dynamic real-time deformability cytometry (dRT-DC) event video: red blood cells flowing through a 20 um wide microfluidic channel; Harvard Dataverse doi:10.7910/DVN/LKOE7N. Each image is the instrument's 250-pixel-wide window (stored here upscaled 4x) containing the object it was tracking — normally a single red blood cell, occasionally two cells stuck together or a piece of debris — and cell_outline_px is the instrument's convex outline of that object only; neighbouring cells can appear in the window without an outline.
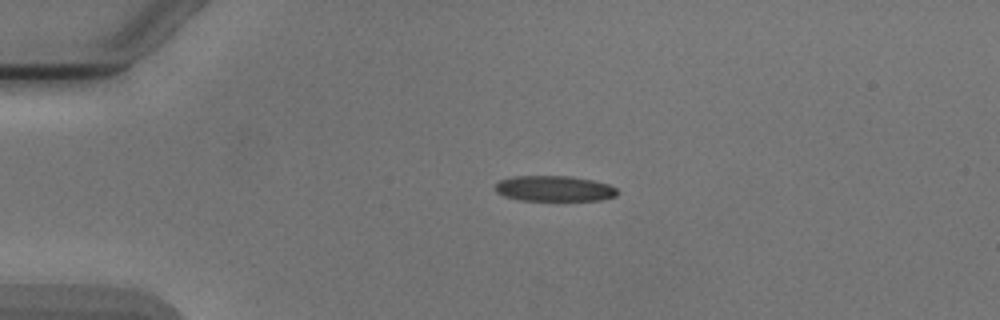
{"species": "Egyptian fruit bat (a non-hibernating species)", "species_latin": "Rousettus aegyptiacus", "temperature_condition": "cold", "stored_images_in_passage": 2, "camera_frame_rate_fps": 3000, "um_per_image_px": 0.085, "animal": {"sex": "male"}, "frame": {"image": 1, "passage_image": 1, "time_ms": 0.0, "image_size_px": [1000, 320], "cell_outline_px": [[616, 196], [600, 200], [520, 200], [504, 196], [496, 192], [492, 188], [500, 180], [512, 176], [572, 176], [592, 180], [608, 184], [616, 188]], "centroid_in_image_um": [47.06, 16.02], "position_along_channel_um": 37.9, "area_um2": 18.21}}